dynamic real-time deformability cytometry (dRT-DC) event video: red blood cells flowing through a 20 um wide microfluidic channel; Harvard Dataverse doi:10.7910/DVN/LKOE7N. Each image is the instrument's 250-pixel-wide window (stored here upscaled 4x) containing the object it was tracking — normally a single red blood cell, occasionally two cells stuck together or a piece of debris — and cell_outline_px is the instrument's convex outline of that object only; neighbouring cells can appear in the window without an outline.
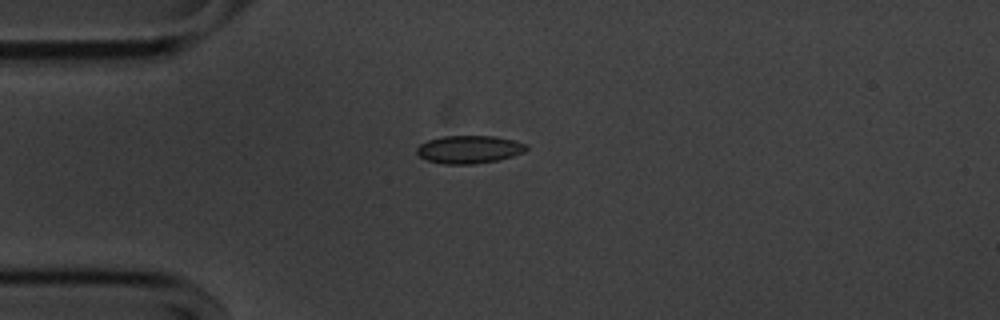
{"species": "common noctule bat (a hibernating species)", "species_latin": "Nyctalus noctula", "temperature_condition": "cold", "stored_images_in_passage": 42, "camera_frame_rate_fps": 3000, "um_per_image_px": 0.085, "animal": {"sex": "male", "body_mass_g": 20.1, "forearm_length_mm": 53.5}, "frame": {"image": 1, "passage_image": 1, "time_ms": 0.0, "image_size_px": [1000, 320], "cell_outline_px": [[528, 148], [524, 152], [512, 156], [496, 160], [472, 164], [444, 164], [428, 160], [420, 156], [416, 152], [416, 148], [420, 144], [428, 140], [444, 136], [496, 136], [528, 144]], "centroid_in_image_um": [39.88, 12.69], "position_along_channel_um": 45.1, "area_um2": 17.69}}
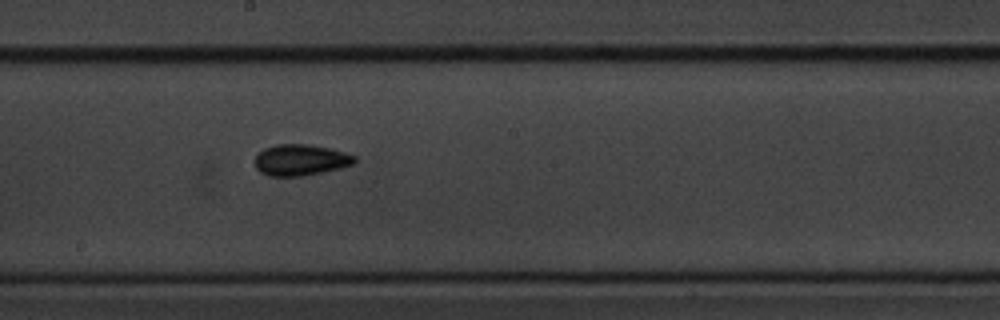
{"frame": {"image": 2, "passage_image": 17, "time_ms": 5.333, "image_size_px": [1000, 320], "cell_outline_px": [[356, 160], [352, 164], [340, 168], [304, 176], [268, 176], [260, 172], [256, 168], [256, 156], [264, 148], [276, 144], [308, 144], [332, 148], [356, 156]], "centroid_in_image_um": [25.55, 13.59], "position_along_channel_um": 222.6, "area_um2": 18.15}}
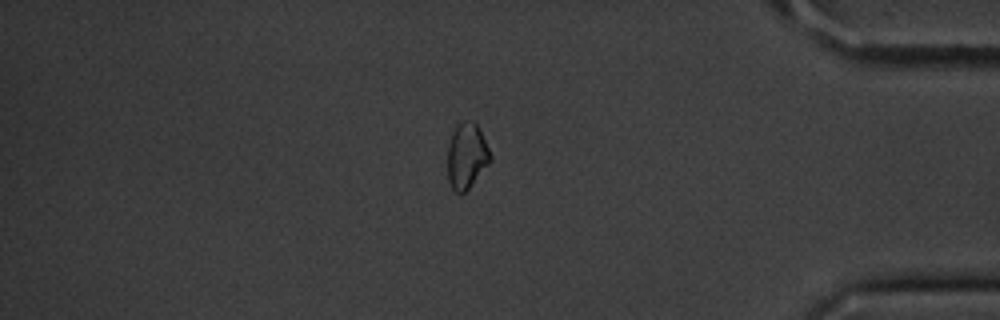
{"frame": {"image": 3, "passage_image": 34, "time_ms": 11.0, "image_size_px": [1000, 320], "cell_outline_px": [[492, 160], [468, 188], [464, 192], [456, 192], [452, 188], [448, 180], [448, 144], [452, 132], [464, 120], [472, 120], [480, 128], [492, 156]], "centroid_in_image_um": [39.68, 13.22], "position_along_channel_um": 395.5, "area_um2": 16.24}, "authors_computed_cell_mechanics": {"area_um2": 17.2244, "velocity_mm_per_s": 3.6024, "shape_relaxation_time_tau1_ms": null, "shape_relaxation_time_tau2_ms": 6.8157, "deformation_change_tau1": null, "deformation_change_tau2": 0.0799}}